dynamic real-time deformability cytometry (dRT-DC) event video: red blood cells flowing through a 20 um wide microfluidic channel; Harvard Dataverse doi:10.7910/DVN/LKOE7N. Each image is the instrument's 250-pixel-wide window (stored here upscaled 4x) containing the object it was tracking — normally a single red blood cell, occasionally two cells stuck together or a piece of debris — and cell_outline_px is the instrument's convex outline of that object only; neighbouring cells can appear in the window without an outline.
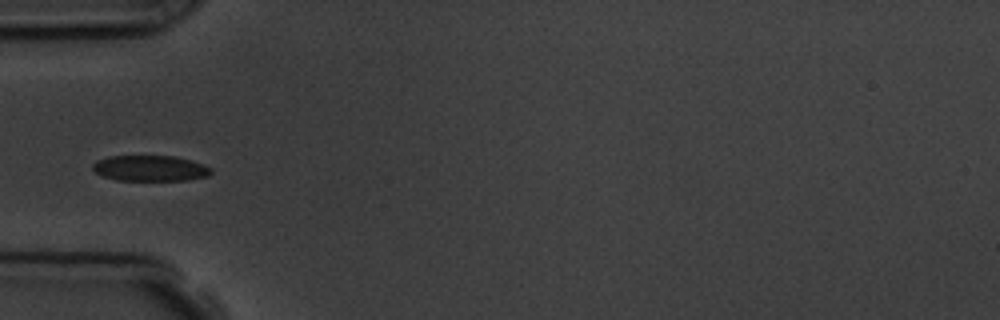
{"species": "common noctule bat (a hibernating species)", "species_latin": "Nyctalus noctula", "temperature_condition": "room temperature", "stored_images_in_passage": 10, "camera_frame_rate_fps": 3000, "um_per_image_px": 0.085, "animal": {"sex": "male", "body_mass_g": 19.5, "forearm_length_mm": 54.6}, "frame": {"image": 1, "passage_image": 5, "time_ms": 4.667, "image_size_px": [1000, 320], "cell_outline_px": [[212, 172], [208, 176], [188, 180], [116, 180], [100, 176], [92, 168], [92, 164], [96, 160], [108, 156], [176, 156], [212, 168]], "centroid_in_image_um": [12.71, 14.31], "position_along_channel_um": 72.3, "area_um2": 17.74}}
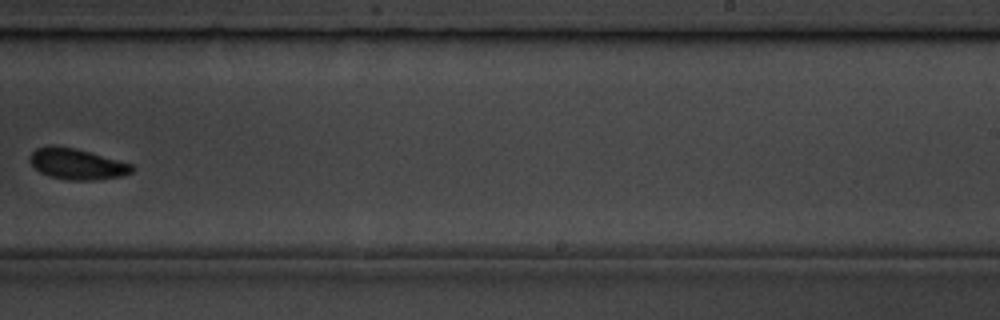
{"frame": {"image": 2, "passage_image": 10, "time_ms": 10.333, "image_size_px": [1000, 320], "cell_outline_px": [[136, 168], [132, 172], [120, 176], [96, 180], [68, 180], [48, 176], [40, 172], [28, 160], [28, 156], [36, 148], [48, 144], [52, 144], [76, 148], [132, 164]], "centroid_in_image_um": [6.5, 13.92], "position_along_channel_um": 282.5, "area_um2": 18.61}}